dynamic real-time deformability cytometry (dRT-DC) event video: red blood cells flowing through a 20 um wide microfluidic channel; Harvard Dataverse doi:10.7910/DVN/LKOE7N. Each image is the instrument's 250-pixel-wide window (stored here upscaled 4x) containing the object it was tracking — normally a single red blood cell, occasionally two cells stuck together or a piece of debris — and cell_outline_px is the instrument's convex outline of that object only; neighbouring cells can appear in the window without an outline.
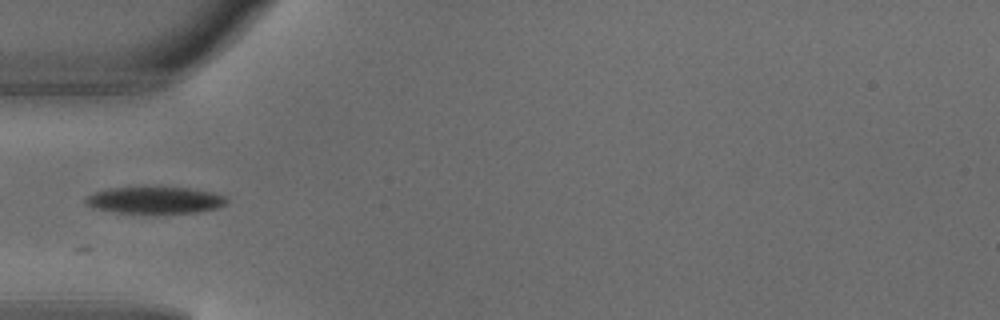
{"species": "common noctule bat (a hibernating species)", "species_latin": "Nyctalus noctula", "temperature_condition": "warm", "stored_images_in_passage": 3, "camera_frame_rate_fps": 3000, "um_per_image_px": 0.085, "animal": {"sex": "male", "body_mass_g": 18.8}, "frame": {"image": 1, "passage_image": 3, "time_ms": 0.667, "image_size_px": [1000, 320], "cell_outline_px": [[228, 204], [216, 208], [196, 212], [116, 212], [92, 208], [84, 204], [84, 200], [88, 196], [96, 192], [108, 188], [144, 184], [156, 184], [188, 188], [212, 192], [224, 196], [228, 200]], "centroid_in_image_um": [13.13, 16.94], "position_along_channel_um": 71.9, "area_um2": 22.83}}